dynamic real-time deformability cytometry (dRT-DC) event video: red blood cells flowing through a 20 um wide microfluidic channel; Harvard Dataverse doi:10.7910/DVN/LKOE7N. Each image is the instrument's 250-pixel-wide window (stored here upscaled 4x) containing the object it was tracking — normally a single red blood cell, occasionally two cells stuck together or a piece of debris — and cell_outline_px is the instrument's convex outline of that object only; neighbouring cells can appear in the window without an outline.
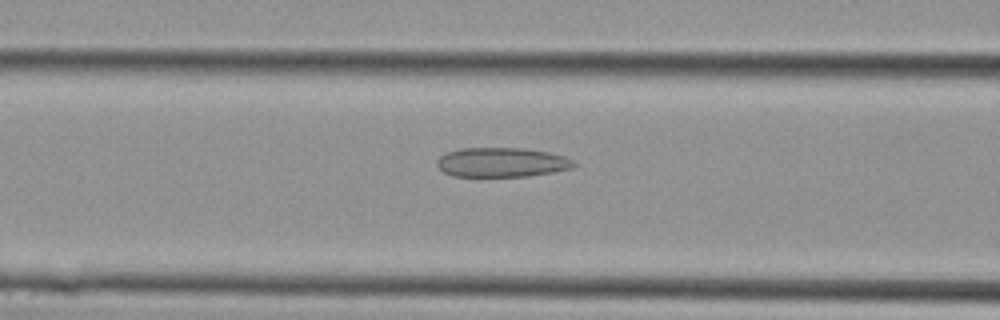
{"species": "Egyptian fruit bat (a non-hibernating species)", "species_latin": "Rousettus aegyptiacus", "temperature_condition": "cold", "stored_images_in_passage": 30, "camera_frame_rate_fps": 3000, "um_per_image_px": 0.085, "animal": {"sex": "female"}, "frame": {"image": 1, "passage_image": 12, "time_ms": 3.667, "image_size_px": [1000, 320], "cell_outline_px": [[580, 164], [572, 168], [552, 172], [528, 176], [452, 176], [444, 172], [436, 164], [440, 156], [448, 152], [460, 148], [524, 148], [548, 152], [564, 156], [576, 160]], "centroid_in_image_um": [42.7, 13.79], "position_along_channel_um": 123.9, "area_um2": 23.58}}
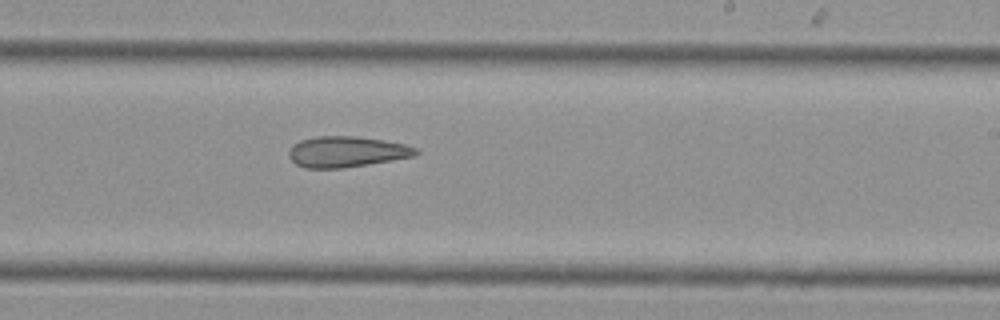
{"frame": {"image": 2, "passage_image": 18, "time_ms": 5.667, "image_size_px": [1000, 320], "cell_outline_px": [[420, 152], [416, 156], [344, 168], [304, 168], [296, 164], [288, 156], [288, 152], [300, 140], [316, 136], [356, 136], [384, 140], [404, 144], [416, 148]], "centroid_in_image_um": [29.48, 12.9], "position_along_channel_um": 259.5, "area_um2": 22.77}}
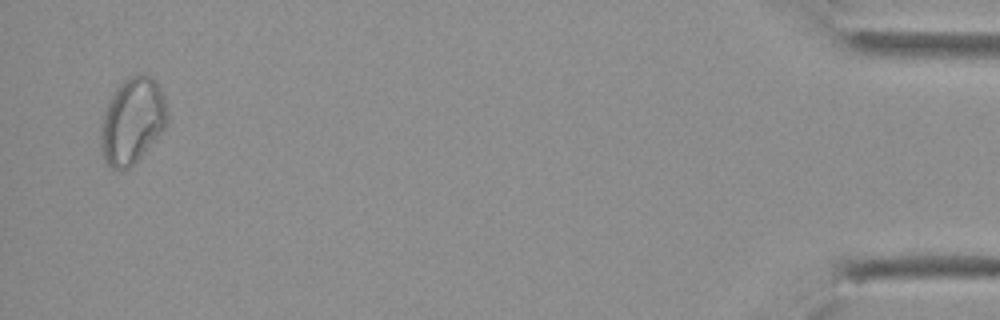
{"frame": {"image": 3, "passage_image": 29, "time_ms": 9.333, "image_size_px": [1000, 320], "cell_outline_px": [[168, 120], [164, 128], [140, 156], [128, 168], [112, 168], [104, 160], [100, 148], [100, 124], [104, 112], [116, 88], [128, 76], [148, 76], [156, 80], [164, 96], [168, 116]], "centroid_in_image_um": [11.22, 10.26], "position_along_channel_um": 424.0, "area_um2": 32.77}}